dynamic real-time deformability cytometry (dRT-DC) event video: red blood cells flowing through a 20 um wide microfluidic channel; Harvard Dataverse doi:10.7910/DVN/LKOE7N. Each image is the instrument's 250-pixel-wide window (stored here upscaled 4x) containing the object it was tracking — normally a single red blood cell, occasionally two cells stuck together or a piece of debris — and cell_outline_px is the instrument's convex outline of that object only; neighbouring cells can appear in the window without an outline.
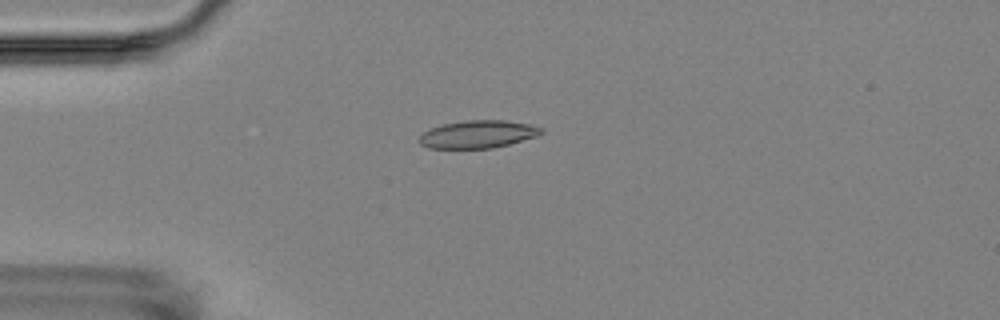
{"species": "Egyptian fruit bat (a non-hibernating species)", "species_latin": "Rousettus aegyptiacus", "temperature_condition": "room temperature", "stored_images_in_passage": 7, "camera_frame_rate_fps": 3000, "um_per_image_px": 0.085, "animal": {"sex": "female"}, "frame": {"image": 1, "passage_image": 4, "time_ms": 3.667, "image_size_px": [1000, 320], "cell_outline_px": [[544, 132], [536, 136], [508, 144], [492, 148], [428, 148], [420, 144], [416, 140], [424, 132], [432, 128], [444, 124], [468, 120], [504, 120], [528, 124], [544, 128]], "centroid_in_image_um": [40.61, 11.41], "position_along_channel_um": 44.4, "area_um2": 19.54}}